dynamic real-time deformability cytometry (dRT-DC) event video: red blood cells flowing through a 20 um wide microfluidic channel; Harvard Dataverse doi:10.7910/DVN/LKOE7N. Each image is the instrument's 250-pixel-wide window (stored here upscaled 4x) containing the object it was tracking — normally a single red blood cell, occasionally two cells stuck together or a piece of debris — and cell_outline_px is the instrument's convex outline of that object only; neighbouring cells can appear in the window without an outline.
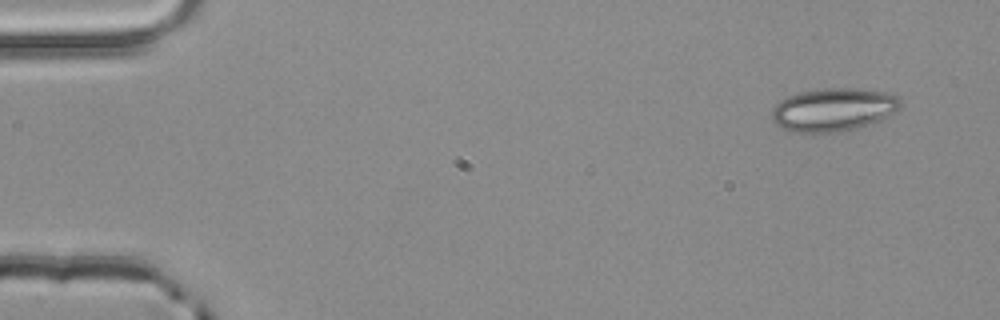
{"species": "common noctule bat (a hibernating species)", "species_latin": "Nyctalus noctula", "temperature_condition": "room temperature", "stored_images_in_passage": 4, "camera_frame_rate_fps": 3000, "um_per_image_px": 0.085, "animal": {"sex": "male", "body_mass_g": 20.4}, "frame": {"image": 1, "passage_image": 1, "time_ms": 0.0, "image_size_px": [1000, 320], "cell_outline_px": [[900, 108], [880, 120], [856, 128], [836, 132], [792, 132], [776, 124], [772, 120], [772, 108], [780, 100], [788, 96], [800, 92], [824, 88], [856, 88], [884, 92], [900, 96]], "centroid_in_image_um": [70.83, 9.31], "position_along_channel_um": 14.2, "area_um2": 32.19}}